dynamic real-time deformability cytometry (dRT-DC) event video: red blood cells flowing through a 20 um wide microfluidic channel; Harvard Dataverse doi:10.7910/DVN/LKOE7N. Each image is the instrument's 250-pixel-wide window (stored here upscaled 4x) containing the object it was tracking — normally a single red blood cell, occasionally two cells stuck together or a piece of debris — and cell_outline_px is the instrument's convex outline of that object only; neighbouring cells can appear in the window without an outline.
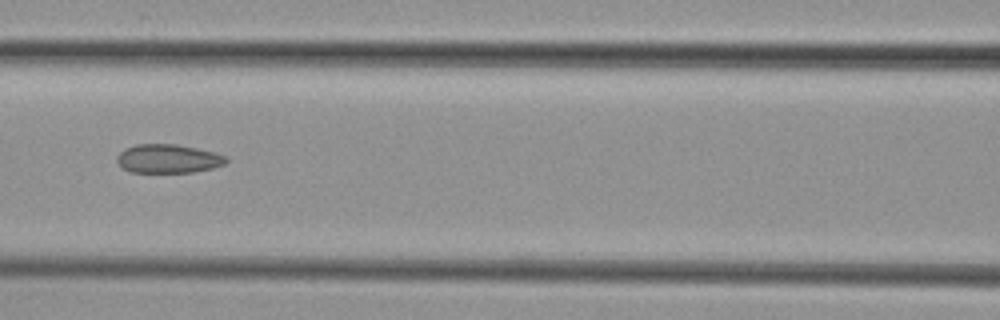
{"species": "common noctule bat (a hibernating species)", "species_latin": "Nyctalus noctula", "temperature_condition": "cold", "stored_images_in_passage": 11, "camera_frame_rate_fps": 3000, "um_per_image_px": 0.085, "animal": {"sex": "female", "body_mass_g": 29.2, "forearm_length_mm": 56.3}, "frame": {"image": 1, "passage_image": 7, "time_ms": 8.0, "image_size_px": [1000, 320], "cell_outline_px": [[228, 160], [224, 164], [212, 168], [192, 172], [132, 172], [124, 168], [116, 160], [116, 156], [124, 148], [136, 144], [176, 144], [216, 152], [224, 156]], "centroid_in_image_um": [14.28, 13.48], "position_along_channel_um": 152.3, "area_um2": 18.21}}
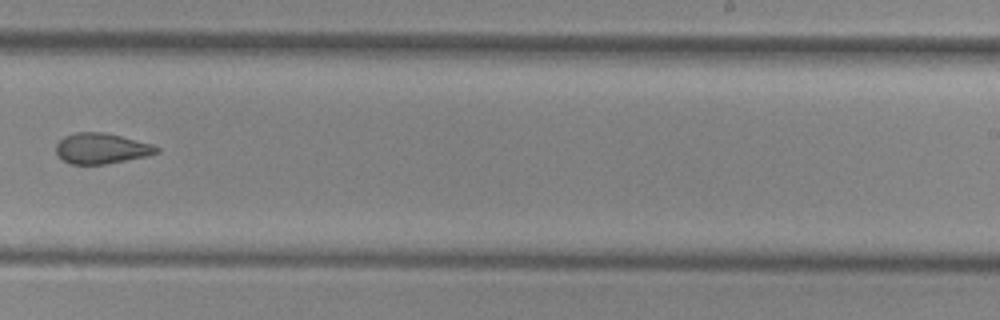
{"frame": {"image": 2, "passage_image": 10, "time_ms": 11.333, "image_size_px": [1000, 320], "cell_outline_px": [[160, 152], [148, 156], [104, 164], [72, 164], [64, 160], [56, 152], [56, 144], [64, 136], [76, 132], [104, 132], [152, 144], [160, 148]], "centroid_in_image_um": [8.64, 12.61], "position_along_channel_um": 280.4, "area_um2": 17.8}}
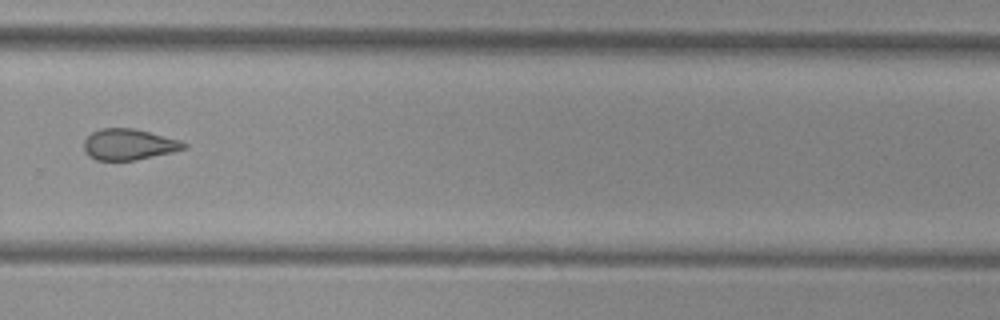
{"frame": {"image": 3, "passage_image": 11, "time_ms": 12.333, "image_size_px": [1000, 320], "cell_outline_px": [[188, 148], [172, 152], [136, 160], [96, 160], [88, 156], [84, 152], [84, 140], [92, 132], [100, 128], [132, 128], [180, 140], [188, 144]], "centroid_in_image_um": [10.94, 12.28], "position_along_channel_um": 318.9, "area_um2": 18.09}}